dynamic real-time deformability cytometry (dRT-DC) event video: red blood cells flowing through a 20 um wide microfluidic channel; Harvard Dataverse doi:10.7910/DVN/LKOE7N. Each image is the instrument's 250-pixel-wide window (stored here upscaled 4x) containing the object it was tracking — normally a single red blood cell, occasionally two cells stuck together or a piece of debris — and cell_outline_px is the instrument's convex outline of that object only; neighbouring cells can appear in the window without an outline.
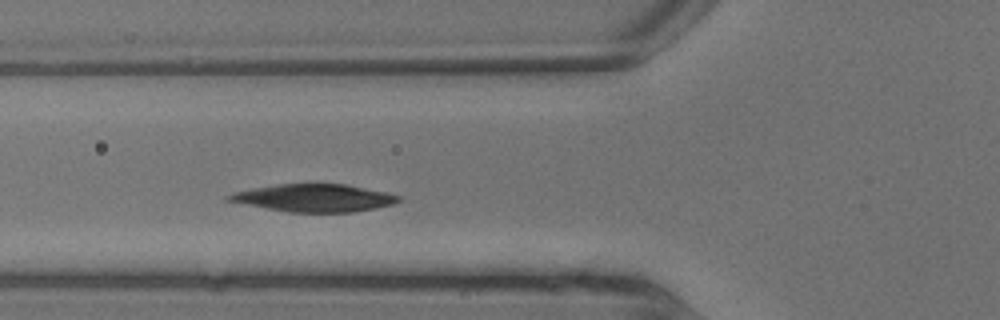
{"species": "common noctule bat (a hibernating species)", "species_latin": "Nyctalus noctula", "temperature_condition": "warm", "stored_images_in_passage": 4, "camera_frame_rate_fps": 3000, "um_per_image_px": 0.085, "animal": {"sex": "male", "body_mass_g": 13.3}, "frame": {"image": 1, "passage_image": 4, "time_ms": 1.0, "image_size_px": [1000, 320], "cell_outline_px": [[392, 200], [380, 204], [360, 208], [288, 208], [264, 204], [244, 200], [236, 196], [252, 192], [296, 184], [332, 184], [392, 196]], "centroid_in_image_um": [26.89, 16.74], "position_along_channel_um": 98.9, "area_um2": 19.42}}